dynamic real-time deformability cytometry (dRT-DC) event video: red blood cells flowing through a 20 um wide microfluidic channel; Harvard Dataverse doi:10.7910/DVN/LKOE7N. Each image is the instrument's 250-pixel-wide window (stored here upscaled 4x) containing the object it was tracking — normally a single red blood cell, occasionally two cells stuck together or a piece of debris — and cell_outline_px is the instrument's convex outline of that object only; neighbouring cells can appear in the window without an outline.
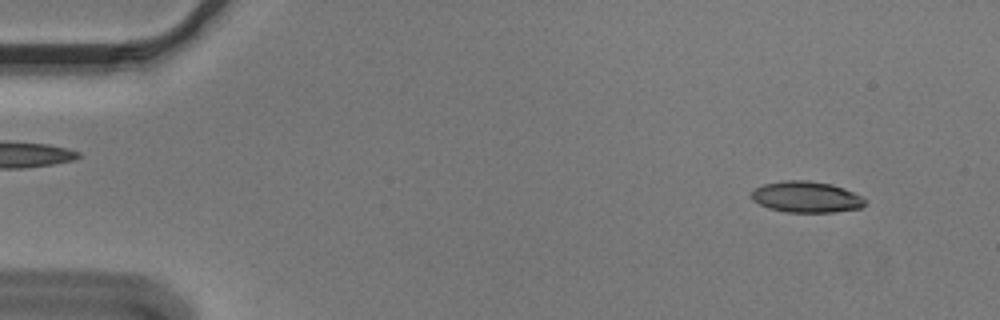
{"species": "Egyptian fruit bat (a non-hibernating species)", "species_latin": "Rousettus aegyptiacus", "temperature_condition": "cold", "stored_images_in_passage": 54, "camera_frame_rate_fps": 3000, "um_per_image_px": 0.085, "animal": {"sex": "male"}, "frame": {"image": 1, "passage_image": 4, "time_ms": 1.0, "image_size_px": [1000, 320], "cell_outline_px": [[868, 200], [860, 208], [832, 212], [784, 212], [768, 208], [752, 200], [752, 192], [756, 188], [764, 184], [784, 180], [808, 180], [832, 184], [844, 188], [864, 196]], "centroid_in_image_um": [68.57, 16.74], "position_along_channel_um": 16.4, "area_um2": 20.75}}
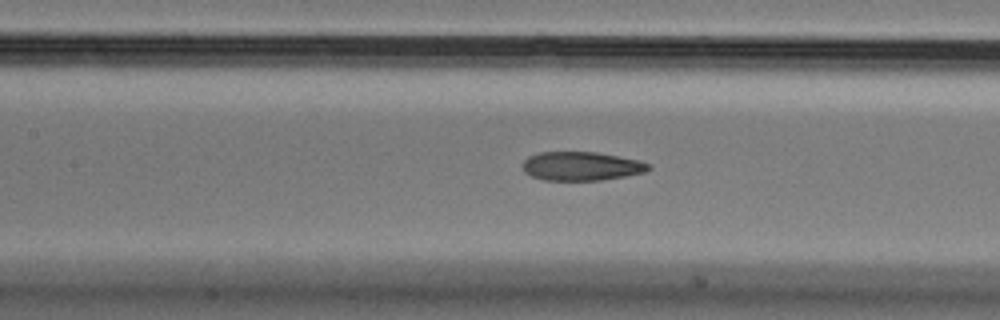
{"frame": {"image": 2, "passage_image": 24, "time_ms": 7.667, "image_size_px": [1000, 320], "cell_outline_px": [[652, 168], [644, 172], [624, 176], [600, 180], [544, 180], [532, 176], [524, 172], [524, 160], [528, 156], [540, 152], [596, 152], [640, 160], [648, 164]], "centroid_in_image_um": [49.41, 14.12], "position_along_channel_um": 158.0, "area_um2": 20.98}}
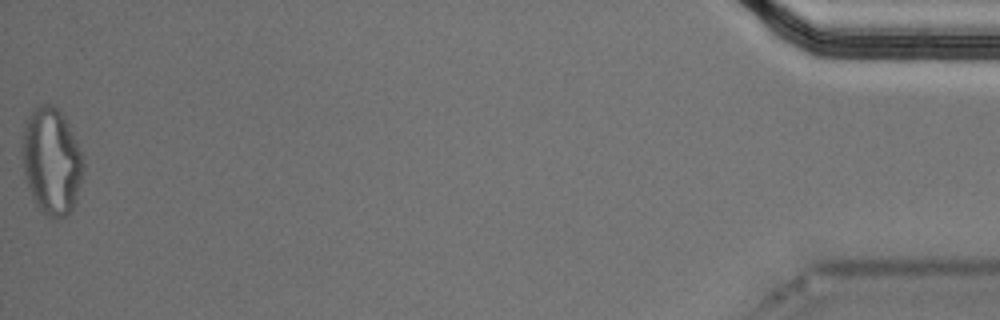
{"frame": {"image": 3, "passage_image": 54, "time_ms": 17.667, "image_size_px": [1000, 320], "cell_outline_px": [[84, 172], [76, 204], [64, 216], [52, 220], [44, 216], [40, 212], [32, 200], [24, 176], [24, 128], [32, 112], [36, 108], [44, 104], [52, 104], [60, 112], [84, 156]], "centroid_in_image_um": [4.41, 13.82], "position_along_channel_um": 430.8, "area_um2": 37.8}, "authors_computed_cell_mechanics": {"area_um2": 21.9929, "velocity_mm_per_s": 3.6595, "shape_relaxation_time_tau1_ms": 9.8632, "shape_relaxation_time_tau2_ms": 2.8476, "deformation_change_tau1": 0.2415, "deformation_change_tau2": 0.1037}}